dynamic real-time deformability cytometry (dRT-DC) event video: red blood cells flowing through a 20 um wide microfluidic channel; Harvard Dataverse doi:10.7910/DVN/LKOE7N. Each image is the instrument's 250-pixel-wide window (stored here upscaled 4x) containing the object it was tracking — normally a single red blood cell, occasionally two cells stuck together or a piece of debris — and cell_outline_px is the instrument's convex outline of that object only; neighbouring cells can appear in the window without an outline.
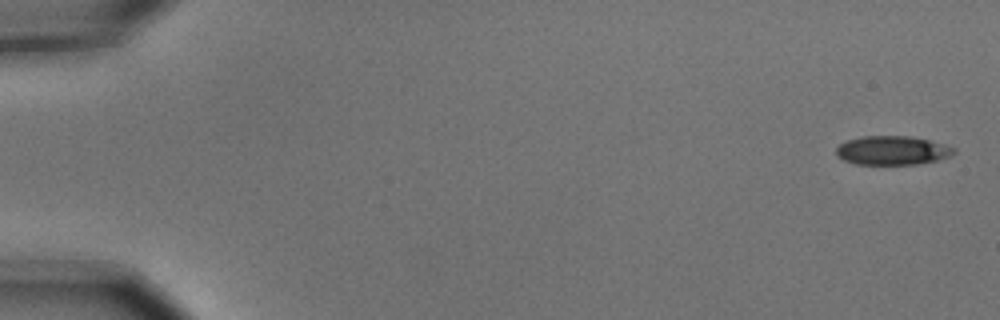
{"species": "common noctule bat (a hibernating species)", "species_latin": "Nyctalus noctula", "temperature_condition": "cold", "stored_images_in_passage": 15, "camera_frame_rate_fps": 3000, "um_per_image_px": 0.085, "animal": {"sex": "male", "body_mass_g": 15.6}, "frame": {"image": 1, "passage_image": 1, "time_ms": 0.0, "image_size_px": [1000, 320], "cell_outline_px": [[956, 152], [952, 156], [936, 160], [916, 164], [856, 164], [844, 160], [836, 156], [836, 148], [840, 144], [848, 140], [860, 136], [908, 136], [928, 140], [944, 144], [956, 148]], "centroid_in_image_um": [75.85, 12.78], "position_along_channel_um": 9.2, "area_um2": 19.83}}
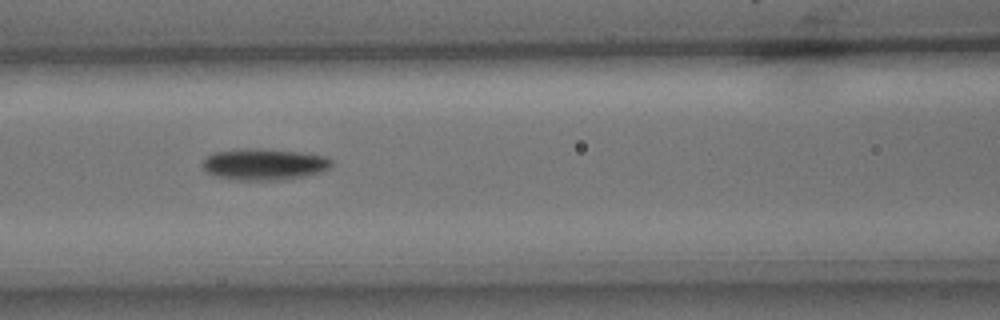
{"frame": {"image": 2, "passage_image": 7, "time_ms": 2.0, "image_size_px": [1000, 320], "cell_outline_px": [[332, 164], [328, 168], [320, 172], [304, 176], [272, 180], [236, 180], [216, 176], [208, 172], [204, 168], [204, 160], [212, 152], [236, 148], [248, 148], [296, 152], [324, 156], [332, 160]], "centroid_in_image_um": [22.41, 13.96], "position_along_channel_um": 144.2, "area_um2": 23.24}}
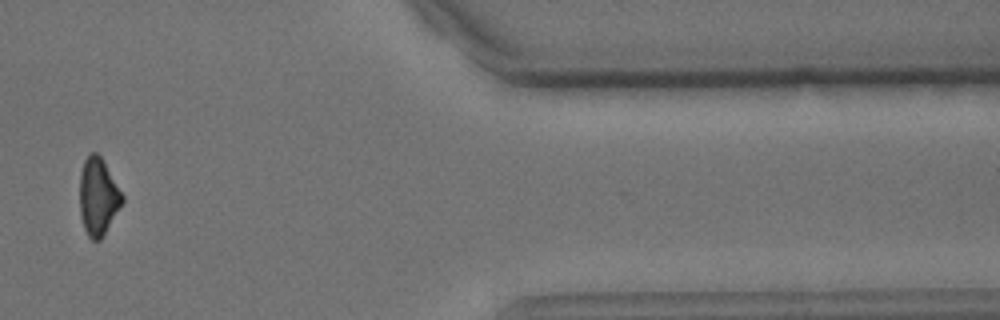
{"frame": {"image": 3, "passage_image": 13, "time_ms": 4.0, "image_size_px": [1000, 320], "cell_outline_px": [[124, 200], [100, 240], [92, 240], [88, 236], [84, 228], [80, 216], [80, 172], [84, 160], [92, 152], [96, 152], [104, 160], [124, 196]], "centroid_in_image_um": [8.33, 16.69], "position_along_channel_um": 403.1, "area_um2": 19.07}}